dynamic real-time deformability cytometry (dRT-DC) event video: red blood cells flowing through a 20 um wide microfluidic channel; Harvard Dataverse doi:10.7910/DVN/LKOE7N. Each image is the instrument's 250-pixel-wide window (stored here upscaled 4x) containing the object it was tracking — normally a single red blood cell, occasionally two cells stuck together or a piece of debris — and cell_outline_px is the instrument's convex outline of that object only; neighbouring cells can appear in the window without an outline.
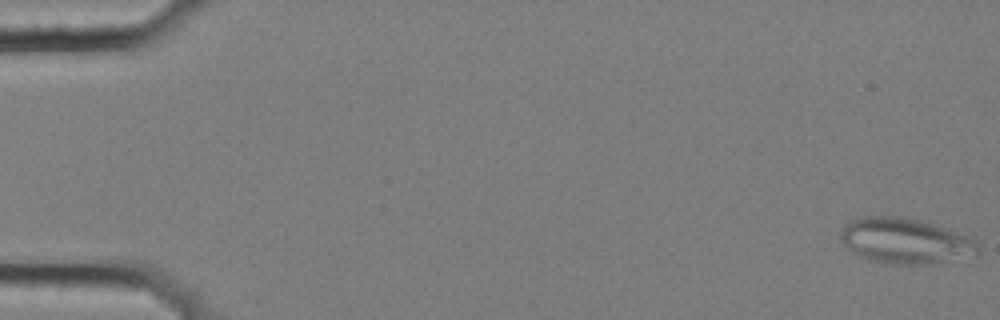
{"species": "common noctule bat (a hibernating species)", "species_latin": "Nyctalus noctula", "temperature_condition": "cold", "stored_images_in_passage": 7, "camera_frame_rate_fps": 3000, "um_per_image_px": 0.085, "animal": {"sex": "female", "body_mass_g": 25.1}, "frame": {"image": 1, "passage_image": 1, "time_ms": 0.0, "image_size_px": [1000, 320], "cell_outline_px": [[980, 252], [928, 264], [884, 264], [860, 256], [852, 252], [844, 244], [840, 236], [840, 232], [852, 220], [860, 216], [900, 216], [916, 220], [944, 228], [976, 240]], "centroid_in_image_um": [76.87, 20.47], "position_along_channel_um": 8.1, "area_um2": 35.55}}
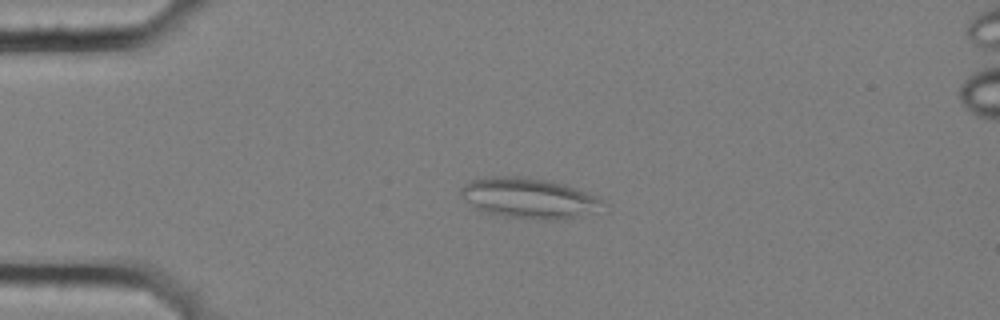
{"frame": {"image": 2, "passage_image": 5, "time_ms": 1.333, "image_size_px": [1000, 320], "cell_outline_px": [[612, 204], [604, 212], [560, 220], [540, 220], [504, 216], [488, 212], [476, 208], [460, 196], [460, 188], [464, 184], [472, 180], [492, 176], [520, 176], [552, 180], [600, 196]], "centroid_in_image_um": [45.16, 16.85], "position_along_channel_um": 39.8, "area_um2": 34.56}}